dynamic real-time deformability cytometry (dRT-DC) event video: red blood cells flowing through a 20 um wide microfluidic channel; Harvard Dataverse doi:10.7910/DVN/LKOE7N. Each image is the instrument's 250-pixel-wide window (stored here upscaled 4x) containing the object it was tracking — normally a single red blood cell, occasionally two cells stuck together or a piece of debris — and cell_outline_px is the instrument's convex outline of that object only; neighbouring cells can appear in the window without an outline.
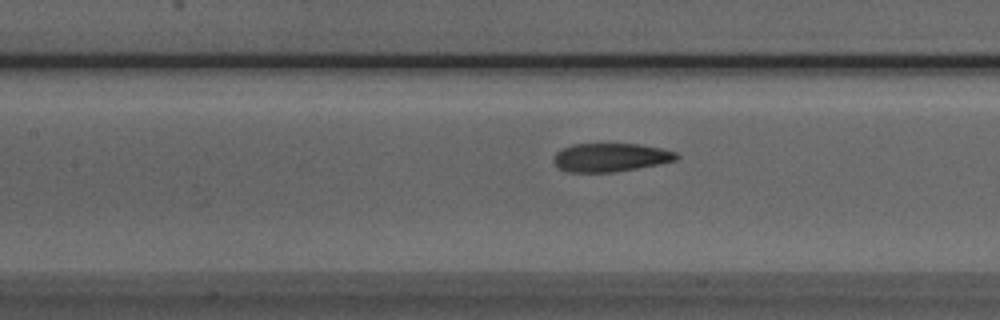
{"species": "Egyptian fruit bat (a non-hibernating species)", "species_latin": "Rousettus aegyptiacus", "temperature_condition": "room temperature", "stored_images_in_passage": 48, "camera_frame_rate_fps": 3000, "um_per_image_px": 0.085, "animal": {"sex": "male"}, "frame": {"image": 1, "passage_image": 22, "time_ms": 7.0, "image_size_px": [1000, 320], "cell_outline_px": [[680, 156], [676, 160], [636, 168], [612, 172], [564, 172], [552, 160], [556, 152], [572, 144], [640, 144], [660, 148], [676, 152]], "centroid_in_image_um": [51.87, 13.38], "position_along_channel_um": 155.5, "area_um2": 20.23}}
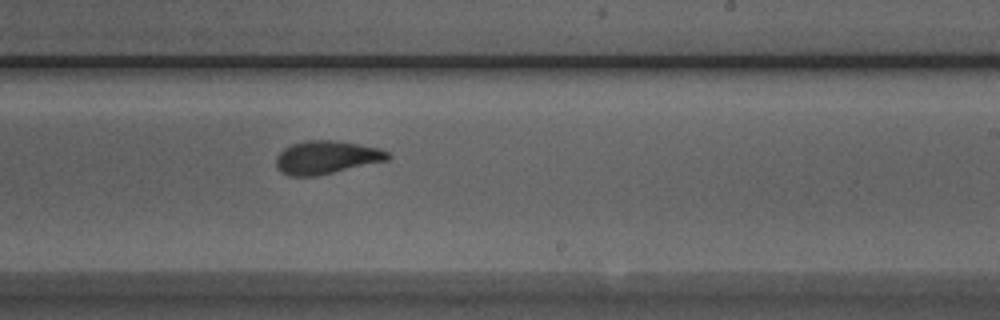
{"frame": {"image": 2, "passage_image": 30, "time_ms": 9.667, "image_size_px": [1000, 320], "cell_outline_px": [[392, 156], [388, 160], [316, 176], [288, 176], [280, 172], [276, 168], [276, 156], [284, 148], [292, 144], [308, 140], [332, 140], [380, 148], [388, 152]], "centroid_in_image_um": [27.72, 13.38], "position_along_channel_um": 261.3, "area_um2": 21.56}}
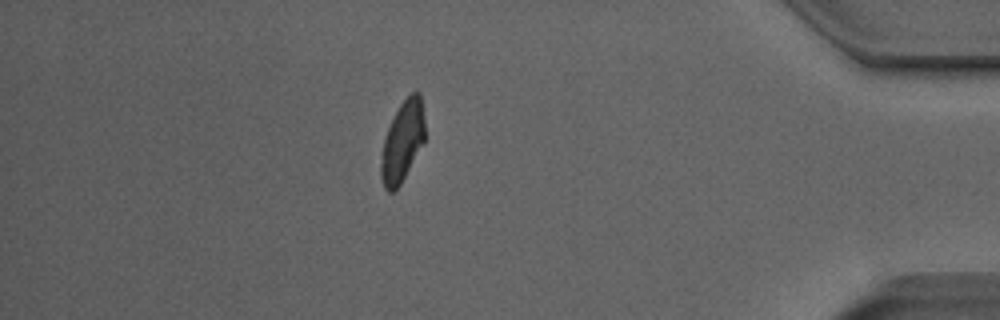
{"frame": {"image": 3, "passage_image": 44, "time_ms": 14.333, "image_size_px": [1000, 320], "cell_outline_px": [[424, 140], [400, 184], [392, 192], [388, 192], [384, 188], [380, 176], [380, 164], [384, 140], [388, 128], [400, 104], [412, 92], [420, 92], [424, 120]], "centroid_in_image_um": [34.19, 12.03], "position_along_channel_um": 401.0, "area_um2": 20.06}, "authors_computed_cell_mechanics": {"area_um2": 21.4149, "velocity_mm_per_s": 3.9809, "shape_relaxation_time_tau1_ms": 4.7136, "shape_relaxation_time_tau2_ms": 1.5702, "deformation_change_tau1": 0.159, "deformation_change_tau2": 0.0839}}